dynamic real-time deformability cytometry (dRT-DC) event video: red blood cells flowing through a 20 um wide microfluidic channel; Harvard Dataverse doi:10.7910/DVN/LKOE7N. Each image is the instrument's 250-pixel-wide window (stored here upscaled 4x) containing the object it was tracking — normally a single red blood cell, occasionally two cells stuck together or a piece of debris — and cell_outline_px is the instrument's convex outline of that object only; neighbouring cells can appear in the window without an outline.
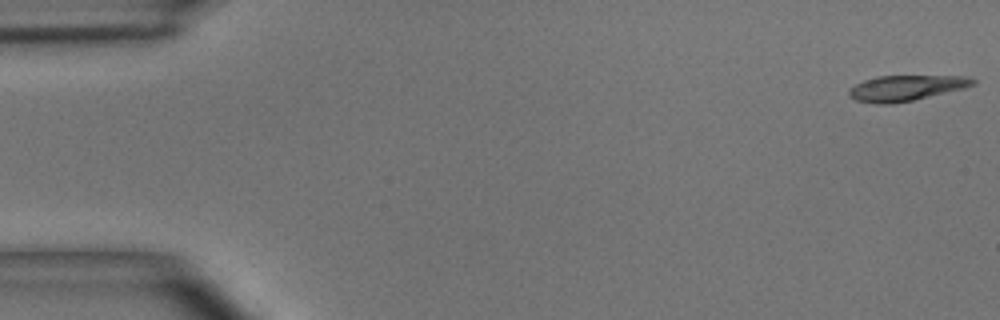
{"species": "common noctule bat (a hibernating species)", "species_latin": "Nyctalus noctula", "temperature_condition": "room temperature", "stored_images_in_passage": 49, "camera_frame_rate_fps": 3000, "um_per_image_px": 0.085, "animal": {"sex": "male", "body_mass_g": 15.6}, "frame": {"image": 1, "passage_image": 1, "time_ms": 0.0, "image_size_px": [1000, 320], "cell_outline_px": [[976, 84], [964, 88], [912, 100], [892, 104], [876, 104], [856, 100], [848, 96], [848, 92], [856, 84], [864, 80], [876, 76], [964, 76], [976, 80]], "centroid_in_image_um": [76.99, 7.48], "position_along_channel_um": 8.0, "area_um2": 18.26}}
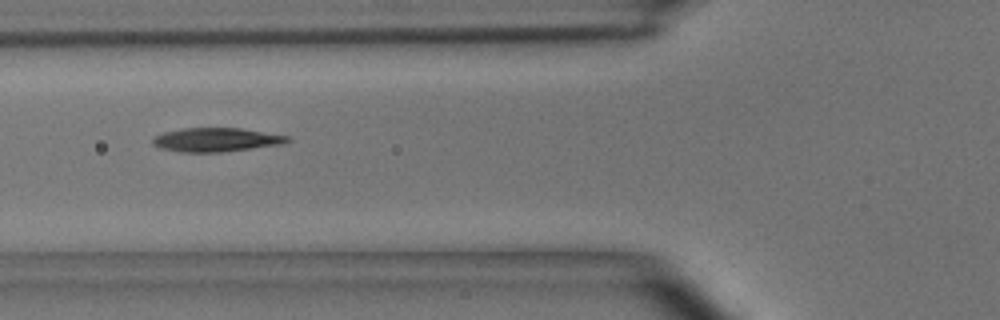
{"frame": {"image": 2, "passage_image": 18, "time_ms": 5.667, "image_size_px": [1000, 320], "cell_outline_px": [[292, 140], [284, 144], [220, 152], [180, 152], [160, 148], [152, 144], [152, 136], [164, 132], [184, 128], [240, 128], [288, 136]], "centroid_in_image_um": [18.35, 11.88], "position_along_channel_um": 107.5, "area_um2": 18.73}}
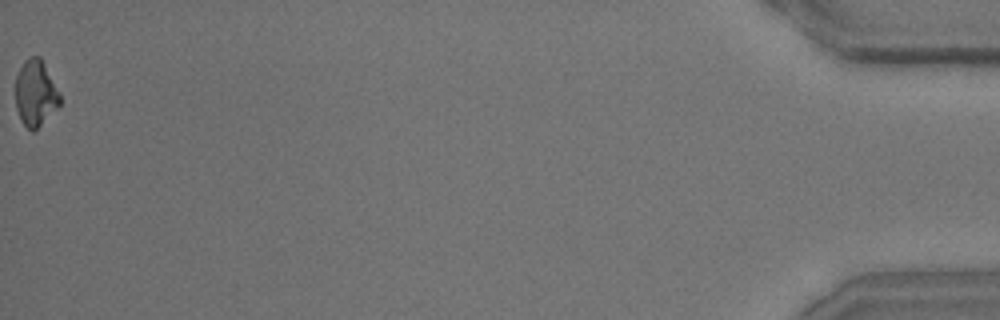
{"frame": {"image": 3, "passage_image": 49, "time_ms": 16.0, "image_size_px": [1000, 320], "cell_outline_px": [[60, 104], [32, 132], [24, 124], [16, 108], [16, 76], [24, 60], [28, 56], [40, 56], [60, 92]], "centroid_in_image_um": [3.02, 7.86], "position_along_channel_um": 432.2, "area_um2": 16.82}, "authors_computed_cell_mechanics": {"area_um2": 18.6116, "velocity_mm_per_s": 4.0697, "shape_relaxation_time_tau1_ms": 4.6032, "shape_relaxation_time_tau2_ms": 4.5381, "deformation_change_tau1": 0.1631, "deformation_change_tau2": 0.1326}}